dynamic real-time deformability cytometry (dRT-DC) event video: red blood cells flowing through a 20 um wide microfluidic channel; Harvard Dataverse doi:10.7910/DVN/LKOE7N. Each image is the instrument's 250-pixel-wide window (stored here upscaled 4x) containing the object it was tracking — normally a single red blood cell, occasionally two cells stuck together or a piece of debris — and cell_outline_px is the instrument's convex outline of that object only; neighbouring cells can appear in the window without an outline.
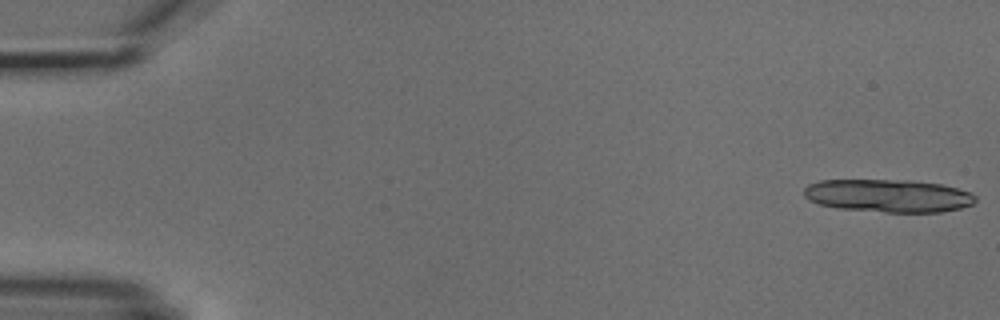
{"species": "common noctule bat (a hibernating species)", "species_latin": "Nyctalus noctula", "temperature_condition": "cold", "stored_images_in_passage": 9, "segment_of_instrument_passage": [1, 2], "camera_frame_rate_fps": 3000, "um_per_image_px": 0.085, "animal": {"sex": "male", "body_mass_g": 18.8}, "frame": {"image": 1, "passage_image": 1, "time_ms": 0.0, "image_size_px": [1000, 320], "cell_outline_px": [[976, 200], [972, 204], [960, 208], [940, 212], [884, 212], [836, 208], [820, 204], [808, 200], [804, 196], [804, 188], [808, 184], [820, 180], [908, 180], [940, 184], [972, 192], [976, 196]], "centroid_in_image_um": [75.49, 16.64], "position_along_channel_um": 9.5, "area_um2": 32.95}}